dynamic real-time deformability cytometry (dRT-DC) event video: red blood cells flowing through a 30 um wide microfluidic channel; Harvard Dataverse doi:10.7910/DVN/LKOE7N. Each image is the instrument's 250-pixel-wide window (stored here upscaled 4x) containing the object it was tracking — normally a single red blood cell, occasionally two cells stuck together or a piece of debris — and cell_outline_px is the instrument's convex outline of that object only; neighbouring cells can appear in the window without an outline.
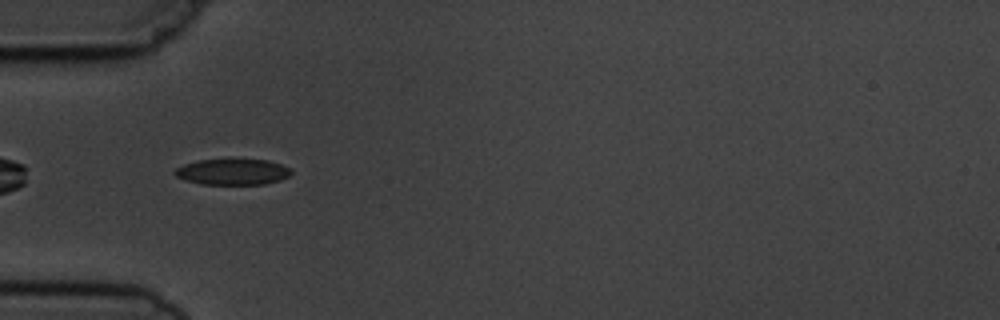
{"species": "common noctule bat (a hibernating species)", "species_latin": "Nyctalus noctula", "temperature_condition": "cold", "stored_images_in_passage": 5, "camera_frame_rate_fps": 3000, "um_per_image_px": 0.085, "animal": {"sex": "male", "body_mass_g": 19.5, "forearm_length_mm": 54.6}, "frame": {"image": 1, "passage_image": 1, "time_ms": 0.0, "image_size_px": [1000, 320], "cell_outline_px": [[292, 172], [288, 176], [280, 180], [264, 184], [200, 184], [176, 176], [172, 172], [176, 168], [184, 164], [200, 160], [268, 160], [292, 168]], "centroid_in_image_um": [19.79, 14.61], "position_along_channel_um": 65.2, "area_um2": 17.4}}
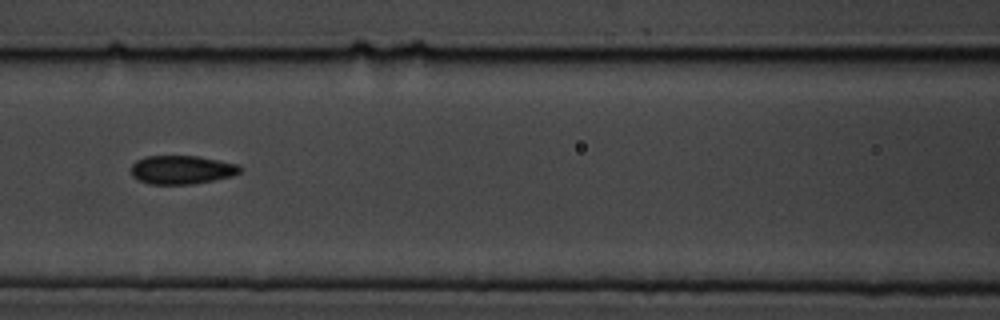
{"frame": {"image": 2, "passage_image": 3, "time_ms": 2.333, "image_size_px": [1000, 320], "cell_outline_px": [[244, 168], [240, 172], [232, 176], [192, 184], [148, 184], [132, 176], [132, 164], [136, 160], [148, 156], [196, 156], [240, 164]], "centroid_in_image_um": [15.48, 14.43], "position_along_channel_um": 151.1, "area_um2": 18.15}}
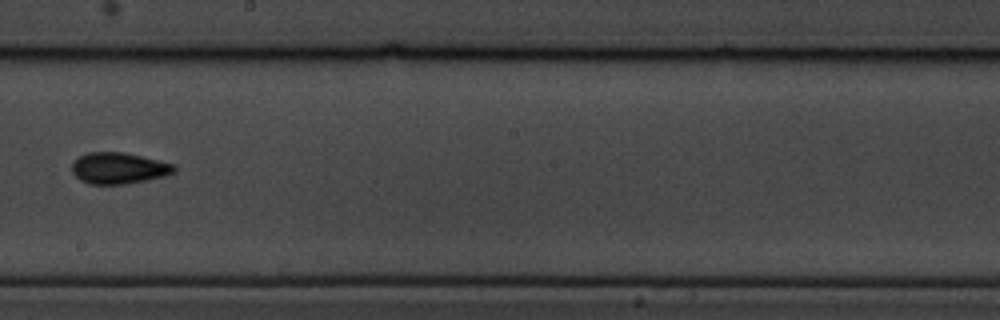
{"frame": {"image": 3, "passage_image": 5, "time_ms": 4.667, "image_size_px": [1000, 320], "cell_outline_px": [[176, 172], [164, 176], [148, 180], [128, 184], [88, 184], [80, 180], [72, 172], [72, 164], [80, 156], [88, 152], [124, 152], [176, 164]], "centroid_in_image_um": [10.13, 14.3], "position_along_channel_um": 238.1, "area_um2": 18.79}}